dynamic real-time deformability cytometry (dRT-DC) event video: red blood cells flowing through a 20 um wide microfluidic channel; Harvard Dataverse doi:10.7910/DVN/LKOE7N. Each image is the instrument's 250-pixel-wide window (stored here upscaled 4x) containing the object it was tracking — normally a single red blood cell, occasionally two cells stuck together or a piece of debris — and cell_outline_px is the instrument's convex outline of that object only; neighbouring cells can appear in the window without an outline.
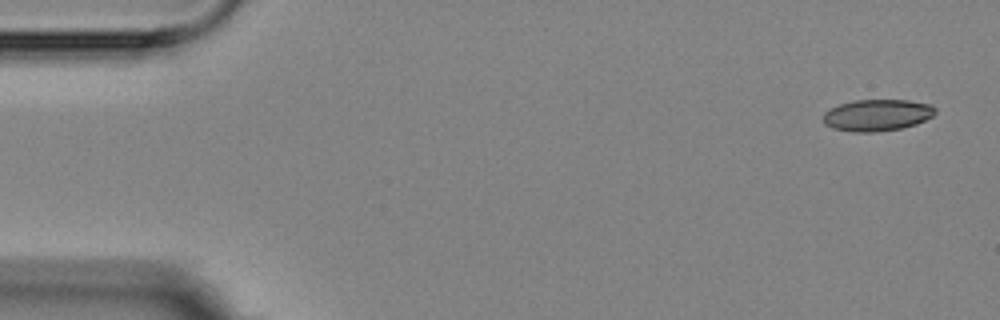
{"species": "Egyptian fruit bat (a non-hibernating species)", "species_latin": "Rousettus aegyptiacus", "temperature_condition": "room temperature", "stored_images_in_passage": 5, "camera_frame_rate_fps": 3000, "um_per_image_px": 0.085, "animal": {"sex": "female"}, "frame": {"image": 1, "passage_image": 1, "time_ms": 0.0, "image_size_px": [1000, 320], "cell_outline_px": [[936, 112], [932, 116], [916, 124], [900, 128], [876, 132], [852, 132], [832, 128], [824, 124], [824, 112], [840, 104], [852, 100], [908, 100], [932, 104], [936, 108]], "centroid_in_image_um": [74.56, 9.78], "position_along_channel_um": 10.4, "area_um2": 20.69}}
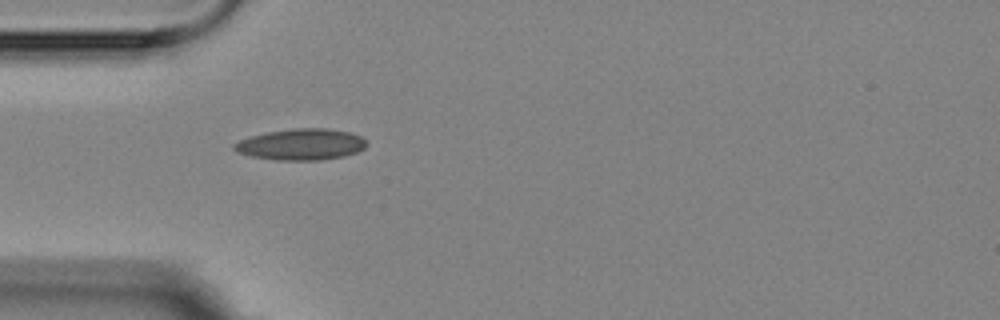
{"frame": {"image": 2, "passage_image": 5, "time_ms": 4.667, "image_size_px": [1000, 320], "cell_outline_px": [[368, 144], [364, 148], [356, 152], [344, 156], [320, 160], [276, 160], [252, 156], [236, 152], [232, 148], [232, 144], [240, 140], [252, 136], [268, 132], [292, 128], [328, 128], [352, 132], [360, 136]], "centroid_in_image_um": [25.6, 12.27], "position_along_channel_um": 59.4, "area_um2": 24.16}}